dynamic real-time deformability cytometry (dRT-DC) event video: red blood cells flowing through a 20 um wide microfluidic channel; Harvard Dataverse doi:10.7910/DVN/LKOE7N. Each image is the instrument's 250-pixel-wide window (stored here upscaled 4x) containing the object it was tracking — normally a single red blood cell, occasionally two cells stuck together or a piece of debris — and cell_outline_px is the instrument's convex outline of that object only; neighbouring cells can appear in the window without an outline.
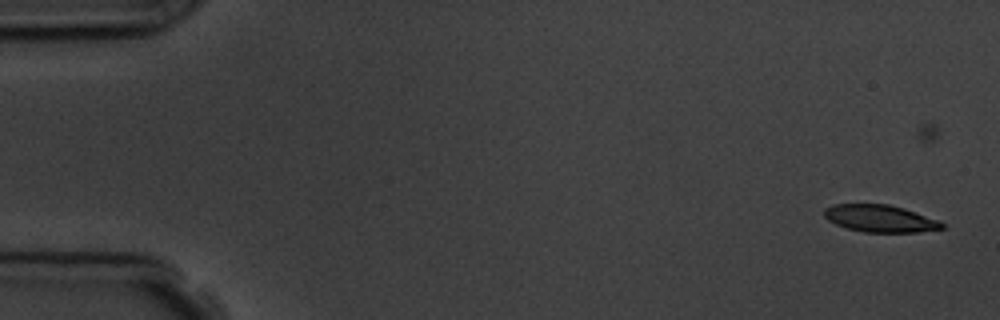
{"species": "common noctule bat (a hibernating species)", "species_latin": "Nyctalus noctula", "temperature_condition": "room temperature", "stored_images_in_passage": 4, "camera_frame_rate_fps": 3000, "um_per_image_px": 0.085, "animal": {"sex": "male", "body_mass_g": 19.5, "forearm_length_mm": 54.6}, "frame": {"image": 1, "passage_image": 4, "time_ms": 4.333, "image_size_px": [1000, 320], "cell_outline_px": [[944, 228], [920, 232], [864, 232], [848, 228], [836, 224], [828, 220], [824, 216], [824, 208], [832, 204], [888, 204], [904, 208], [940, 220], [944, 224]], "centroid_in_image_um": [74.82, 18.57], "position_along_channel_um": 10.2, "area_um2": 18.73}}